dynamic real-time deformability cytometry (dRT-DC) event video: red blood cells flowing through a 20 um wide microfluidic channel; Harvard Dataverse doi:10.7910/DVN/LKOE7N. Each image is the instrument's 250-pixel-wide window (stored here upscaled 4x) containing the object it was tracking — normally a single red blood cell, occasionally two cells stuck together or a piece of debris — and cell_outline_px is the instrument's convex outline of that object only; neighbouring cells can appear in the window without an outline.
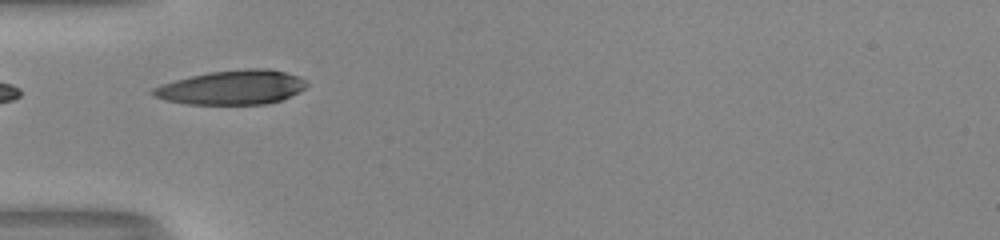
{"species": "human", "species_latin": "Homo sapiens", "temperature_condition": "room temperature", "stored_images_in_passage": 27, "camera_frame_rate_fps": 3000, "um_per_image_px": 0.085, "donor": {"sex": "male"}, "frame": {"image": 1, "passage_image": 1, "time_ms": 0.0, "image_size_px": [1000, 240], "cell_outline_px": [[308, 84], [304, 88], [280, 100], [264, 104], [188, 104], [168, 100], [152, 96], [152, 88], [160, 84], [208, 72], [248, 68], [268, 68], [284, 72], [308, 80]], "centroid_in_image_um": [19.71, 7.42], "position_along_channel_um": 65.3, "area_um2": 30.4}, "authors_computed_cell_mechanics": {"area_um2": 30.056, "velocity_mm_per_s": 4.0638, "shape_relaxation_time_tau1_ms": 4.7569, "shape_relaxation_time_tau2_ms": 1.1033, "deformation_change_tau1": 0.2131, "deformation_change_tau2": 0.0359}}